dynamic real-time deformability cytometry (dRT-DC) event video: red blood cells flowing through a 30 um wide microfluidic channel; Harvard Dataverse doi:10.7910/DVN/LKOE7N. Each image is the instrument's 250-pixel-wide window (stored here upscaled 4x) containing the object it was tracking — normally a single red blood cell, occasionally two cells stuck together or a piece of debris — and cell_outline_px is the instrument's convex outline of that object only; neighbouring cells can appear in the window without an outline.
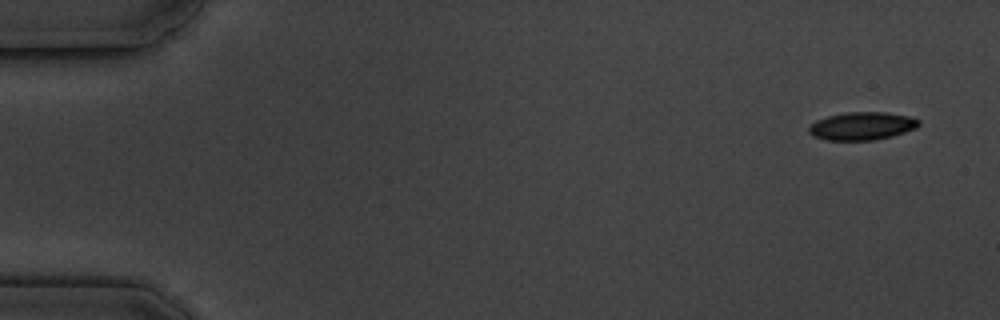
{"species": "common noctule bat (a hibernating species)", "species_latin": "Nyctalus noctula", "temperature_condition": "cold", "stored_images_in_passage": 11, "camera_frame_rate_fps": 3000, "um_per_image_px": 0.085, "animal": {"sex": "male", "body_mass_g": 19.5, "forearm_length_mm": 54.6}, "frame": {"image": 1, "passage_image": 1, "time_ms": 0.0, "image_size_px": [1000, 320], "cell_outline_px": [[920, 124], [916, 128], [892, 136], [872, 140], [824, 140], [812, 136], [808, 132], [808, 128], [816, 120], [828, 116], [848, 112], [884, 112], [908, 116], [920, 120]], "centroid_in_image_um": [73.25, 10.71], "position_along_channel_um": 11.8, "area_um2": 17.86}}
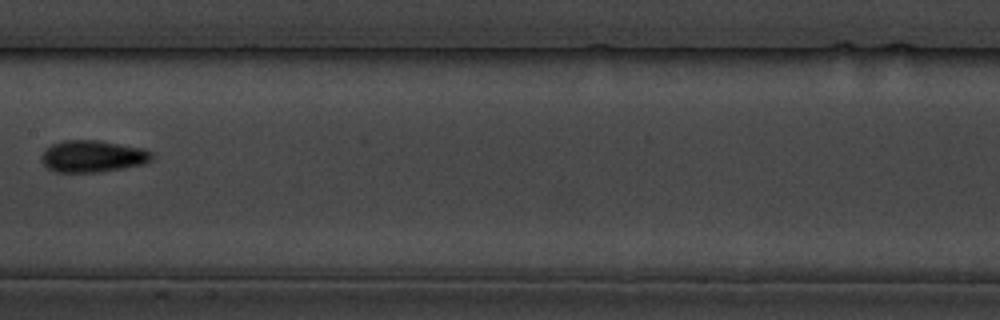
{"frame": {"image": 2, "passage_image": 8, "time_ms": 9.0, "image_size_px": [1000, 320], "cell_outline_px": [[152, 160], [144, 164], [124, 168], [100, 172], [56, 172], [48, 168], [40, 160], [40, 156], [44, 148], [52, 144], [64, 140], [96, 140], [144, 148], [152, 152]], "centroid_in_image_um": [7.86, 13.28], "position_along_channel_um": 199.5, "area_um2": 20.69}}